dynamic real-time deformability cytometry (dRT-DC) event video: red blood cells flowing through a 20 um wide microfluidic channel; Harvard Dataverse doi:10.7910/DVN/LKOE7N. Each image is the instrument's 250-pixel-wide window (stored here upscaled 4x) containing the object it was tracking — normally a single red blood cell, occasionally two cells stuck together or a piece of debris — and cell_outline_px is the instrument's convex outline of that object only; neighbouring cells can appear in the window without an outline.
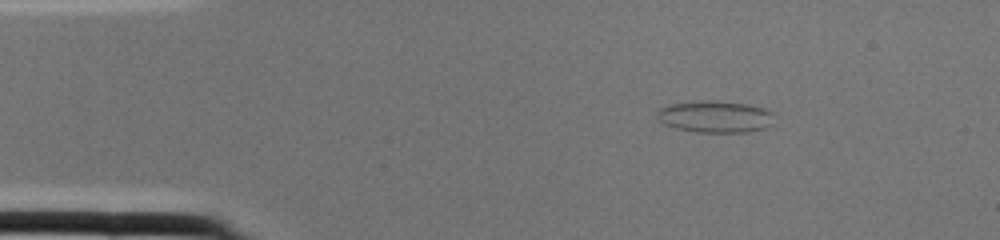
{"species": "common noctule bat (a hibernating species)", "species_latin": "Nyctalus noctula", "temperature_condition": "cold", "stored_images_in_passage": 1, "camera_frame_rate_fps": 3000, "um_per_image_px": 0.085, "animal": {"sex": "female", "body_mass_g": 22.0, "forearm_length_mm": 56.7}, "frame": {"image": 1, "passage_image": 1, "time_ms": 0.0, "image_size_px": [1000, 240], "cell_outline_px": [[772, 124], [768, 128], [748, 132], [696, 132], [676, 128], [664, 124], [656, 120], [656, 112], [660, 108], [668, 104], [716, 100], [748, 104], [764, 108], [772, 112]], "centroid_in_image_um": [60.78, 9.92], "position_along_channel_um": 24.2, "area_um2": 21.91}}